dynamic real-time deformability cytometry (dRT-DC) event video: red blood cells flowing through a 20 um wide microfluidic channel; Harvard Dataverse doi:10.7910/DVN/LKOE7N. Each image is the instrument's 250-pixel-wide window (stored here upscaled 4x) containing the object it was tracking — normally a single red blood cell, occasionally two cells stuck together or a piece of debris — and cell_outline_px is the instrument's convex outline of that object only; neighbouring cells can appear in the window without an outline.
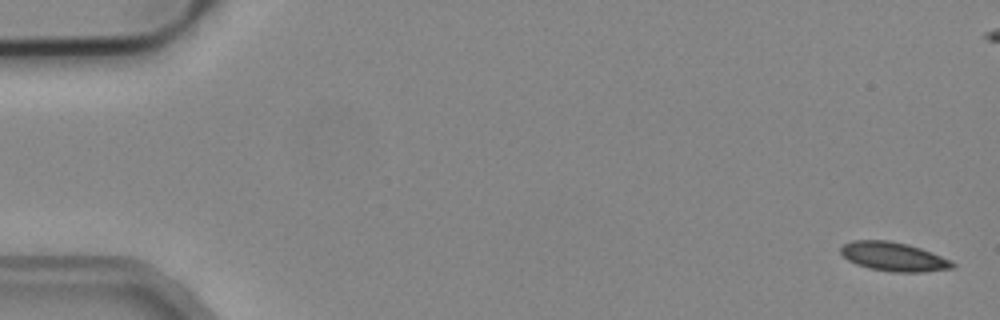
{"species": "common noctule bat (a hibernating species)", "species_latin": "Nyctalus noctula", "temperature_condition": "cold", "stored_images_in_passage": 5, "camera_frame_rate_fps": 3000, "um_per_image_px": 0.085, "animal": {"sex": "male", "body_mass_g": 19.2, "forearm_length_mm": 51.8}, "frame": {"image": 1, "passage_image": 1, "time_ms": 0.0, "image_size_px": [1000, 320], "cell_outline_px": [[956, 268], [924, 272], [892, 272], [868, 268], [856, 264], [848, 260], [840, 252], [840, 248], [844, 244], [852, 240], [888, 240], [908, 244], [920, 248], [952, 260], [956, 264]], "centroid_in_image_um": [75.98, 21.82], "position_along_channel_um": 9.0, "area_um2": 19.02}}